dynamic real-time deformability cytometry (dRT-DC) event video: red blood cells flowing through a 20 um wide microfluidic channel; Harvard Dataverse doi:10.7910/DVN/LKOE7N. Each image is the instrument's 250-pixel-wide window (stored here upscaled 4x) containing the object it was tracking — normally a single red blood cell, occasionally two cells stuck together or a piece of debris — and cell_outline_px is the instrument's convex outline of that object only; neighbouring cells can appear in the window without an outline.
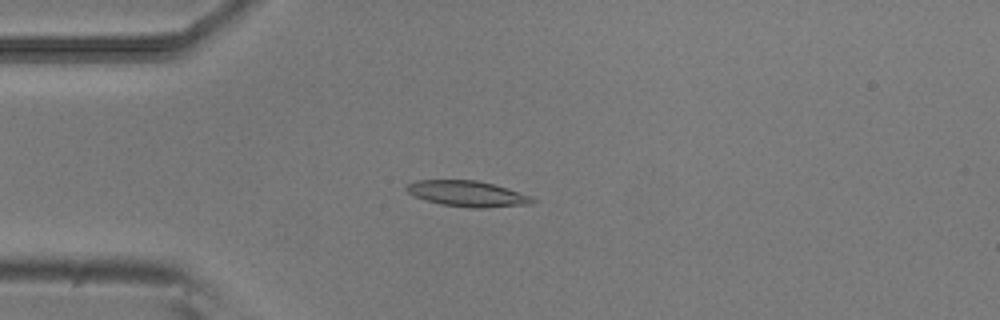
{"species": "common noctule bat (a hibernating species)", "species_latin": "Nyctalus noctula", "temperature_condition": "room temperature", "stored_images_in_passage": 51, "camera_frame_rate_fps": 3000, "um_per_image_px": 0.085, "animal": {"sex": "male", "body_mass_g": 20.5, "forearm_length_mm": 52.5}, "frame": {"image": 1, "passage_image": 12, "time_ms": 3.667, "image_size_px": [1000, 320], "cell_outline_px": [[536, 200], [532, 204], [484, 208], [468, 208], [440, 204], [416, 196], [408, 192], [404, 188], [408, 184], [416, 180], [476, 180], [508, 188], [532, 196]], "centroid_in_image_um": [39.77, 16.47], "position_along_channel_um": 45.2, "area_um2": 18.9}}
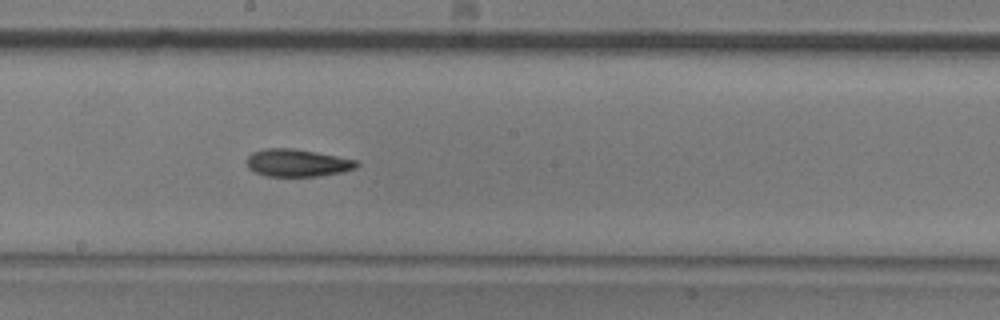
{"frame": {"image": 2, "passage_image": 27, "time_ms": 8.667, "image_size_px": [1000, 320], "cell_outline_px": [[360, 164], [356, 168], [344, 172], [320, 176], [268, 176], [256, 172], [248, 168], [248, 156], [252, 152], [264, 148], [292, 148], [336, 156], [356, 160]], "centroid_in_image_um": [25.29, 13.85], "position_along_channel_um": 222.9, "area_um2": 17.51}}
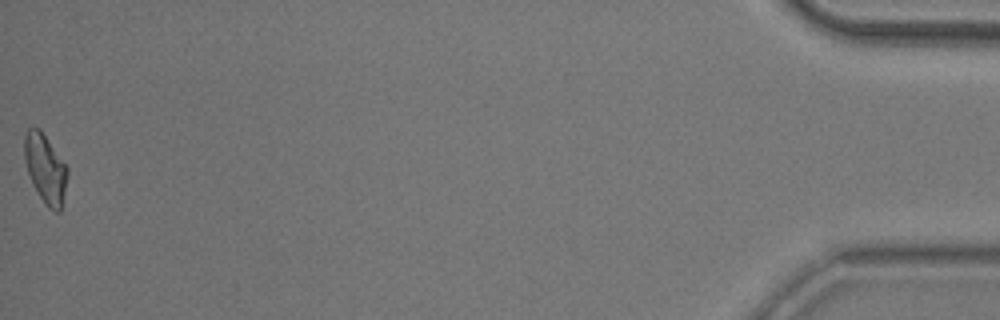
{"frame": {"image": 3, "passage_image": 51, "time_ms": 16.667, "image_size_px": [1000, 320], "cell_outline_px": [[68, 176], [60, 212], [56, 212], [48, 208], [32, 184], [24, 160], [24, 136], [28, 128], [40, 128], [68, 168]], "centroid_in_image_um": [3.85, 14.33], "position_along_channel_um": 431.4, "area_um2": 17.22}, "authors_computed_cell_mechanics": {"area_um2": 17.6868, "velocity_mm_per_s": 3.8566, "shape_relaxation_time_tau1_ms": 7.0109, "shape_relaxation_time_tau2_ms": 10.0255, "deformation_change_tau1": 0.1825, "deformation_change_tau2": 0.1843}}